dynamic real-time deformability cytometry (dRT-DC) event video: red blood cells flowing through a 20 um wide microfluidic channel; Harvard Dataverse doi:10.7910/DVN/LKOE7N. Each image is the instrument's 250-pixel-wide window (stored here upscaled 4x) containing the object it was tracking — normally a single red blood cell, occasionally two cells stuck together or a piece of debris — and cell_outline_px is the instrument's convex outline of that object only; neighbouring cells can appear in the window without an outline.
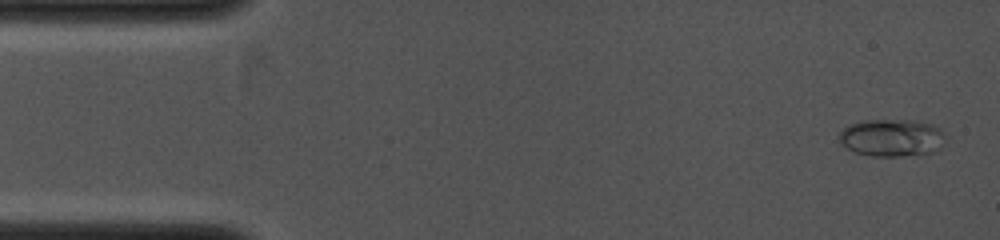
{"species": "common noctule bat (a hibernating species)", "species_latin": "Nyctalus noctula", "temperature_condition": "cold", "stored_images_in_passage": 34, "camera_frame_rate_fps": 4000, "um_per_image_px": 0.085, "animal": {"sex": "female", "body_mass_g": 19.0, "forearm_length_mm": 53.3}, "frame": {"image": 1, "passage_image": 2, "time_ms": 0.25, "image_size_px": [1000, 240], "cell_outline_px": [[944, 132], [940, 148], [936, 152], [900, 156], [872, 156], [856, 152], [848, 148], [836, 136], [848, 124], [864, 120], [912, 120], [936, 124]], "centroid_in_image_um": [75.81, 11.69], "position_along_channel_um": 9.2, "area_um2": 23.24}}
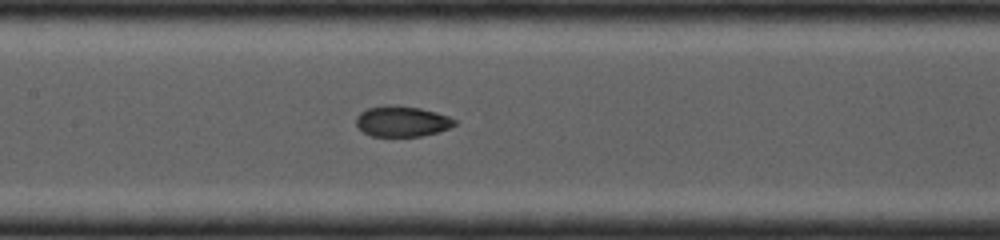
{"frame": {"image": 2, "passage_image": 17, "time_ms": 5.5, "image_size_px": [1000, 240], "cell_outline_px": [[456, 124], [440, 132], [420, 136], [372, 136], [364, 132], [356, 124], [356, 116], [360, 112], [368, 108], [384, 104], [396, 104], [420, 108], [436, 112], [448, 116], [456, 120]], "centroid_in_image_um": [34.16, 10.29], "position_along_channel_um": 173.2, "area_um2": 17.74}}
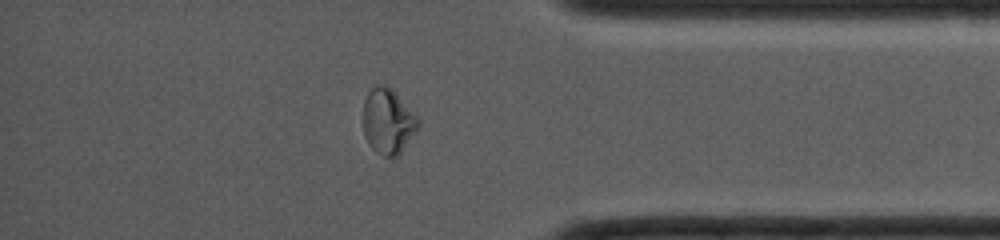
{"frame": {"image": 3, "passage_image": 30, "time_ms": 10.0, "image_size_px": [1000, 240], "cell_outline_px": [[420, 124], [400, 152], [396, 156], [384, 156], [376, 152], [368, 144], [364, 136], [364, 100], [368, 92], [372, 88], [380, 84], [384, 84], [392, 88], [420, 120]], "centroid_in_image_um": [32.96, 10.29], "position_along_channel_um": 402.2, "area_um2": 20.63}}